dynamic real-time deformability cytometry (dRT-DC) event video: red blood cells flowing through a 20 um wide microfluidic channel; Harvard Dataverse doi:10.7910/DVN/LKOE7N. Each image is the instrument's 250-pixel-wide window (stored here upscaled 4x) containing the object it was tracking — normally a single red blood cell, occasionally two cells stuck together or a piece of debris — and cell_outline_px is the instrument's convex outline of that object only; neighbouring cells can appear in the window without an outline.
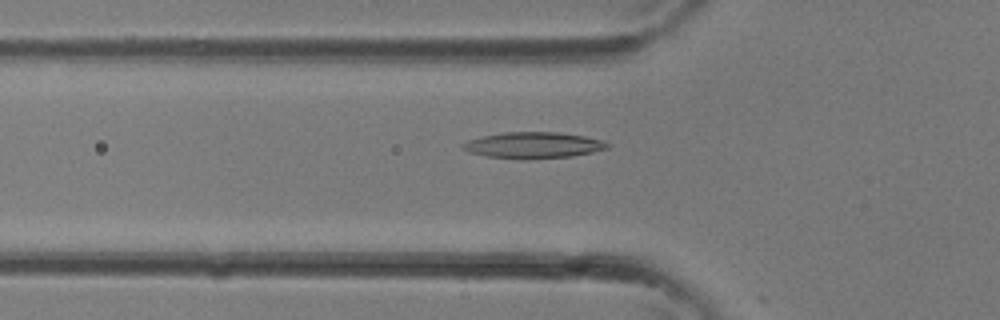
{"species": "common noctule bat (a hibernating species)", "species_latin": "Nyctalus noctula", "temperature_condition": "room temperature", "stored_images_in_passage": 34, "camera_frame_rate_fps": 3000, "um_per_image_px": 0.085, "animal": {"sex": "female"}, "frame": {"image": 1, "passage_image": 12, "time_ms": 3.667, "image_size_px": [1000, 320], "cell_outline_px": [[608, 148], [592, 152], [572, 156], [488, 156], [468, 152], [460, 148], [460, 144], [468, 140], [484, 136], [504, 132], [560, 132], [584, 136], [604, 140], [608, 144]], "centroid_in_image_um": [45.33, 12.29], "position_along_channel_um": 80.5, "area_um2": 20.98}}
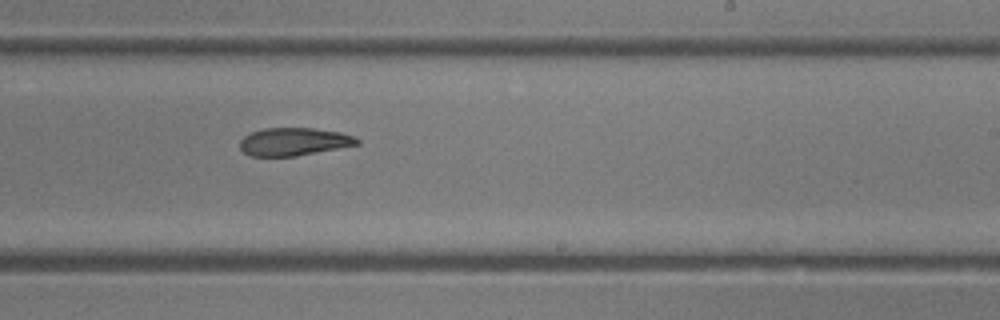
{"frame": {"image": 2, "passage_image": 21, "time_ms": 6.667, "image_size_px": [1000, 320], "cell_outline_px": [[360, 144], [296, 156], [248, 156], [240, 148], [240, 140], [244, 136], [252, 132], [264, 128], [312, 128], [340, 132], [352, 136], [360, 140]], "centroid_in_image_um": [24.96, 12.04], "position_along_channel_um": 264.0, "area_um2": 18.96}}
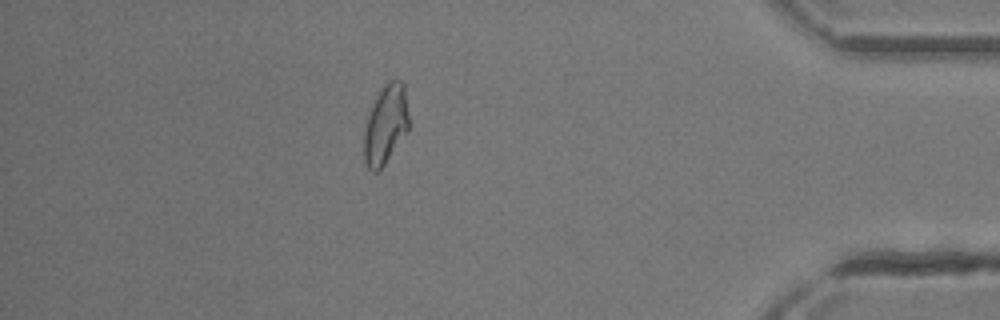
{"frame": {"image": 3, "passage_image": 30, "time_ms": 9.667, "image_size_px": [1000, 320], "cell_outline_px": [[408, 132], [384, 164], [376, 172], [372, 172], [368, 168], [364, 160], [364, 128], [368, 116], [384, 84], [392, 76], [400, 80], [404, 84], [408, 116]], "centroid_in_image_um": [32.79, 10.58], "position_along_channel_um": 402.4, "area_um2": 20.52}}